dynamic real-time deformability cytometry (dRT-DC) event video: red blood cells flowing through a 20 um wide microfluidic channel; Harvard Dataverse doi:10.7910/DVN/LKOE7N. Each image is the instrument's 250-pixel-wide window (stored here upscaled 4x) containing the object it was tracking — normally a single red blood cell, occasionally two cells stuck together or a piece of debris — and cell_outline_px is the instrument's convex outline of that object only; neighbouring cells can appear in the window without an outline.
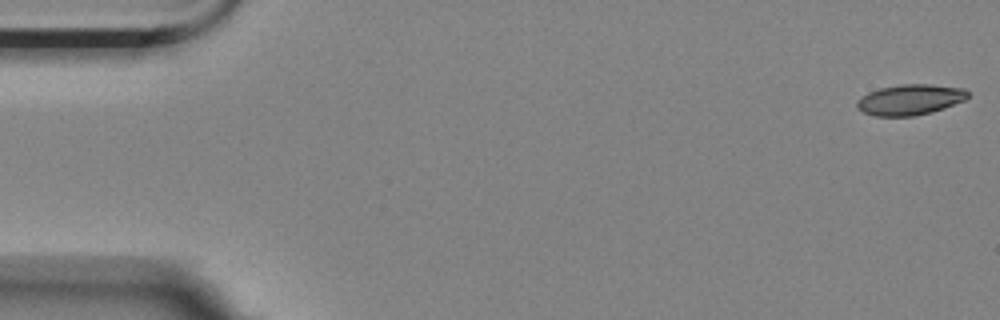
{"species": "Egyptian fruit bat (a non-hibernating species)", "species_latin": "Rousettus aegyptiacus", "temperature_condition": "room temperature", "stored_images_in_passage": 5, "camera_frame_rate_fps": 3000, "um_per_image_px": 0.085, "animal": {"sex": "female"}, "frame": {"image": 1, "passage_image": 1, "time_ms": 0.0, "image_size_px": [1000, 320], "cell_outline_px": [[968, 96], [964, 100], [944, 108], [932, 112], [912, 116], [876, 116], [864, 112], [856, 108], [856, 100], [860, 96], [868, 92], [880, 88], [900, 84], [928, 84], [964, 88], [968, 92]], "centroid_in_image_um": [77.32, 8.47], "position_along_channel_um": 7.7, "area_um2": 19.83}}
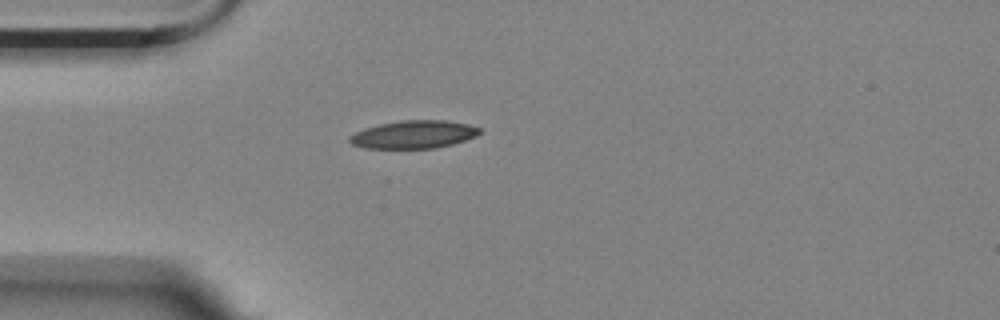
{"frame": {"image": 2, "passage_image": 5, "time_ms": 1.333, "image_size_px": [1000, 320], "cell_outline_px": [[480, 132], [476, 136], [452, 144], [436, 148], [364, 148], [352, 144], [348, 140], [348, 136], [364, 128], [380, 124], [400, 120], [448, 120], [468, 124], [480, 128]], "centroid_in_image_um": [35.15, 11.42], "position_along_channel_um": 49.9, "area_um2": 21.15}}